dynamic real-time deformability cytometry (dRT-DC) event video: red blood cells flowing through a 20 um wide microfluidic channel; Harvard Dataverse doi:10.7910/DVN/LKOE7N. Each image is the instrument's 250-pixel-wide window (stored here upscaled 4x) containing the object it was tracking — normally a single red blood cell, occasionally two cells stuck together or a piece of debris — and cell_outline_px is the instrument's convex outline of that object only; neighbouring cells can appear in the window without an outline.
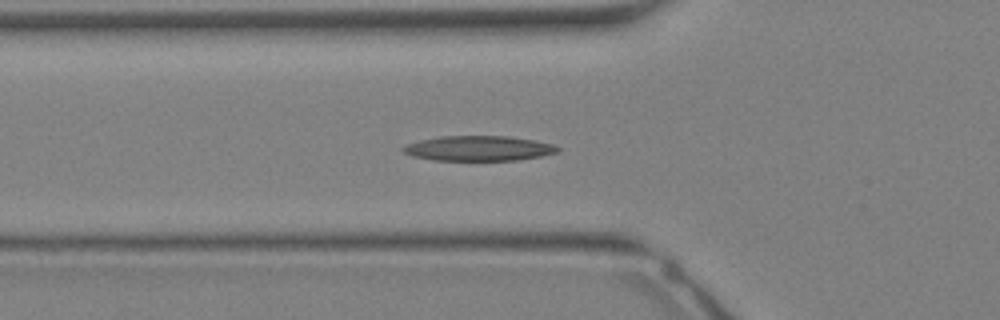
{"species": "Egyptian fruit bat (a non-hibernating species)", "species_latin": "Rousettus aegyptiacus", "temperature_condition": "warm", "stored_images_in_passage": 27, "camera_frame_rate_fps": 3000, "um_per_image_px": 0.085, "animal": {"sex": "female"}, "frame": {"image": 1, "passage_image": 11, "time_ms": 3.333, "image_size_px": [1000, 320], "cell_outline_px": [[560, 152], [520, 160], [432, 160], [412, 156], [404, 152], [400, 148], [408, 144], [420, 140], [440, 136], [508, 136], [536, 140], [552, 144], [560, 148]], "centroid_in_image_um": [40.7, 12.61], "position_along_channel_um": 85.1, "area_um2": 22.6}}
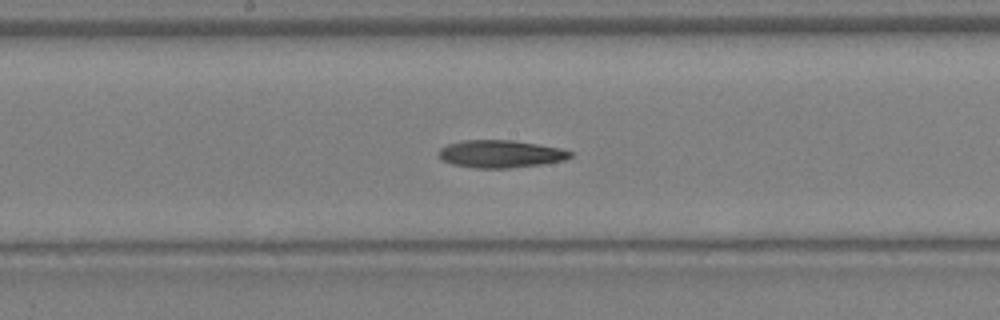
{"frame": {"image": 2, "passage_image": 17, "time_ms": 5.333, "image_size_px": [1000, 320], "cell_outline_px": [[572, 156], [564, 160], [540, 164], [508, 168], [476, 168], [452, 164], [444, 160], [440, 156], [440, 148], [448, 144], [464, 140], [512, 140], [560, 148], [572, 152]], "centroid_in_image_um": [42.55, 13.08], "position_along_channel_um": 205.6, "area_um2": 20.81}}
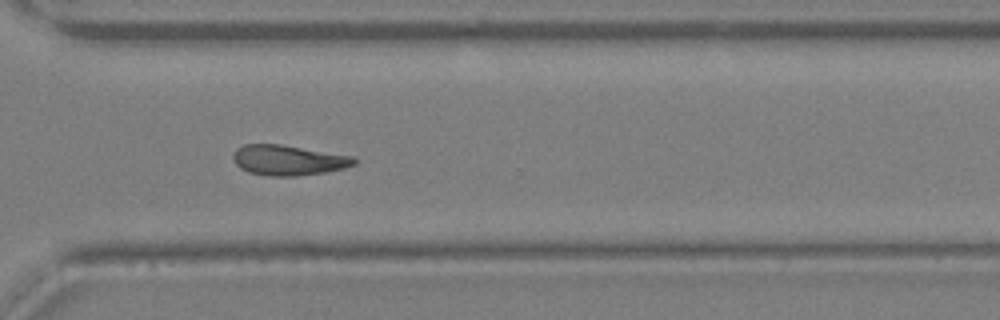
{"frame": {"image": 3, "passage_image": 24, "time_ms": 7.667, "image_size_px": [1000, 320], "cell_outline_px": [[356, 164], [344, 168], [324, 172], [296, 176], [268, 176], [248, 172], [240, 168], [232, 160], [232, 156], [236, 148], [244, 144], [280, 144], [352, 156], [356, 160]], "centroid_in_image_um": [24.46, 13.61], "position_along_channel_um": 346.1, "area_um2": 21.33}}